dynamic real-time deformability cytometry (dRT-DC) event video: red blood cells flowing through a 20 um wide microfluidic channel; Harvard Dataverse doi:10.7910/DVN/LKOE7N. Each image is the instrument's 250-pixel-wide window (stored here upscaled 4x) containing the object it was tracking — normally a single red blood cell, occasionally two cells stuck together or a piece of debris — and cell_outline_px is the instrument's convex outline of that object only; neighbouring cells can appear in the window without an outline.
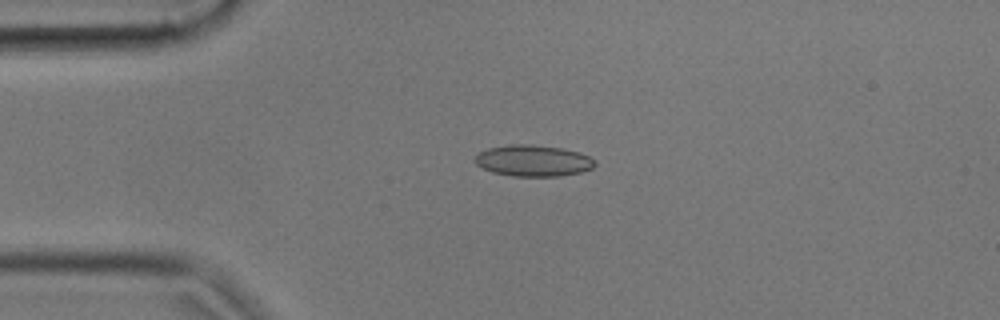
{"species": "common noctule bat (a hibernating species)", "species_latin": "Nyctalus noctula", "temperature_condition": "cold", "stored_images_in_passage": 14, "camera_frame_rate_fps": 3000, "um_per_image_px": 0.085, "animal": {"sex": "male", "body_mass_g": 17.9, "forearm_length_mm": 54.2}, "frame": {"image": 1, "passage_image": 2, "time_ms": 0.333, "image_size_px": [1000, 320], "cell_outline_px": [[596, 164], [592, 168], [580, 172], [560, 176], [512, 176], [492, 172], [476, 164], [476, 156], [480, 152], [488, 148], [512, 144], [532, 144], [560, 148], [580, 152], [596, 160]], "centroid_in_image_um": [45.35, 13.66], "position_along_channel_um": 39.7, "area_um2": 21.79}}